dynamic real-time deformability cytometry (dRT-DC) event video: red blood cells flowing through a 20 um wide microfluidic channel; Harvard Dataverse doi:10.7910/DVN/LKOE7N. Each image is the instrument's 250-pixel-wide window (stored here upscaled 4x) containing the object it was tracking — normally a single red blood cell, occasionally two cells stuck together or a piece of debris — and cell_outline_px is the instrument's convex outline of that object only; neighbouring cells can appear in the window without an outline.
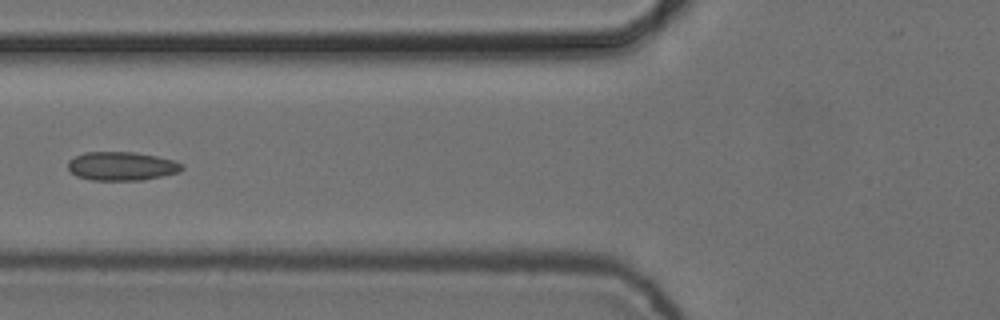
{"species": "common noctule bat (a hibernating species)", "species_latin": "Nyctalus noctula", "temperature_condition": "cold", "stored_images_in_passage": 5, "camera_frame_rate_fps": 3000, "um_per_image_px": 0.085, "animal": {"sex": "female", "body_mass_g": 24.6, "forearm_length_mm": 56.2}, "frame": {"image": 1, "passage_image": 5, "time_ms": 1.333, "image_size_px": [1000, 320], "cell_outline_px": [[184, 168], [180, 172], [144, 180], [92, 180], [76, 176], [68, 168], [68, 160], [84, 152], [132, 152], [156, 156], [172, 160], [184, 164]], "centroid_in_image_um": [10.35, 14.12], "position_along_channel_um": 115.4, "area_um2": 19.07}}